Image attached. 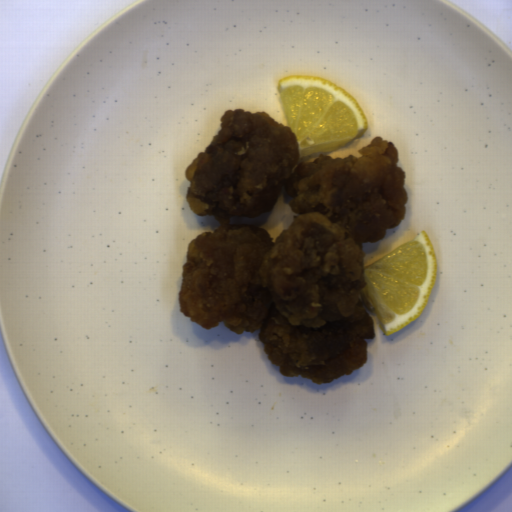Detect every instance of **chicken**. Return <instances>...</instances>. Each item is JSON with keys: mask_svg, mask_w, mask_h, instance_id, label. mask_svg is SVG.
I'll use <instances>...</instances> for the list:
<instances>
[{"mask_svg": "<svg viewBox=\"0 0 512 512\" xmlns=\"http://www.w3.org/2000/svg\"><path fill=\"white\" fill-rule=\"evenodd\" d=\"M360 157L320 153L300 161L296 132L266 111L226 110L220 129L188 166L186 201L220 225L188 244L179 312L209 330H260L271 363L287 378L331 383L368 359L376 338L361 291L366 253L405 220L406 172L381 136ZM298 213L271 241L231 217L271 211L282 187Z\"/></svg>", "mask_w": 512, "mask_h": 512, "instance_id": "obj_1", "label": "chicken"}]
</instances>
